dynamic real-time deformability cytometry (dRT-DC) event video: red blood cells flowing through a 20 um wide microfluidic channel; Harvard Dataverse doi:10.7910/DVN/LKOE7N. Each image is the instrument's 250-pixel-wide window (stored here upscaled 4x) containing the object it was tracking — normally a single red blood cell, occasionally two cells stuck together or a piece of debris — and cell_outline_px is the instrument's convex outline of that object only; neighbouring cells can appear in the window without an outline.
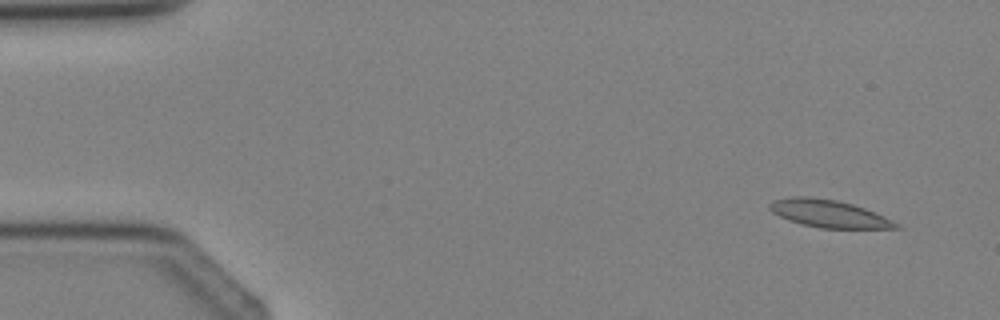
{"species": "Egyptian fruit bat (a non-hibernating species)", "species_latin": "Rousettus aegyptiacus", "temperature_condition": "cold", "stored_images_in_passage": 4, "camera_frame_rate_fps": 3000, "um_per_image_px": 0.085, "animal": {"sex": "female"}, "frame": {"image": 1, "passage_image": 1, "time_ms": 0.0, "image_size_px": [1000, 320], "cell_outline_px": [[904, 228], [820, 228], [800, 224], [788, 220], [772, 212], [768, 208], [768, 204], [772, 200], [792, 196], [808, 196], [836, 200], [852, 204], [864, 208], [884, 216], [900, 224]], "centroid_in_image_um": [70.42, 18.16], "position_along_channel_um": 14.6, "area_um2": 20.35}}
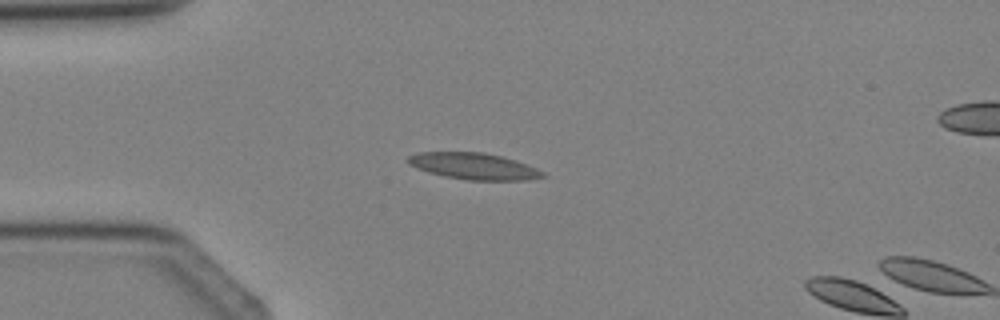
{"frame": {"image": 2, "passage_image": 3, "time_ms": 2.333, "image_size_px": [1000, 320], "cell_outline_px": [[548, 176], [528, 180], [468, 180], [428, 172], [408, 164], [404, 160], [408, 156], [416, 152], [484, 152], [516, 160], [536, 168], [544, 172]], "centroid_in_image_um": [40.27, 14.12], "position_along_channel_um": 44.7, "area_um2": 20.81}}